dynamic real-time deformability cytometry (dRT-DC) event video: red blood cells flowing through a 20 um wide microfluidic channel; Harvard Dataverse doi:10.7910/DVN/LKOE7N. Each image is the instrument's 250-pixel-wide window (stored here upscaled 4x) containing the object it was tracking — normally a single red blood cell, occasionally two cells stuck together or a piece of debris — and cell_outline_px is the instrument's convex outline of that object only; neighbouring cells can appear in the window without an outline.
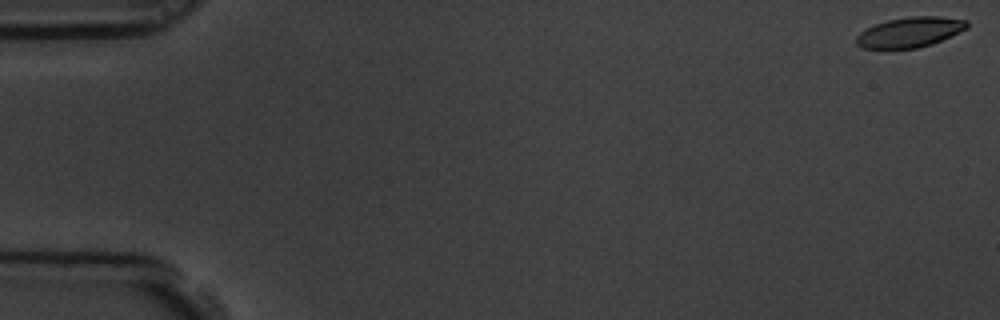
{"species": "common noctule bat (a hibernating species)", "species_latin": "Nyctalus noctula", "temperature_condition": "room temperature", "stored_images_in_passage": 7, "segment_of_instrument_passage": [1, 2], "camera_frame_rate_fps": 3000, "um_per_image_px": 0.085, "animal": {"sex": "male", "body_mass_g": 19.5, "forearm_length_mm": 54.6}, "frame": {"image": 1, "passage_image": 1, "time_ms": 0.0, "image_size_px": [1000, 320], "cell_outline_px": [[968, 28], [932, 44], [916, 48], [884, 52], [864, 48], [856, 44], [856, 36], [860, 32], [876, 24], [888, 20], [908, 16], [940, 16], [968, 20]], "centroid_in_image_um": [77.29, 2.78], "position_along_channel_um": 7.7, "area_um2": 20.06}}
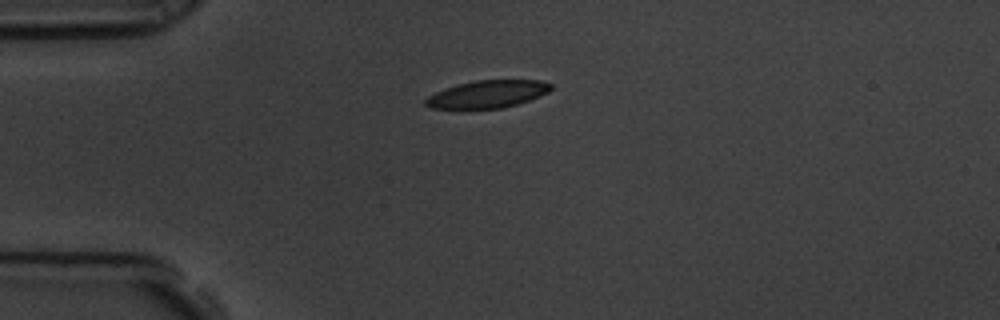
{"frame": {"image": 2, "passage_image": 5, "time_ms": 1.333, "image_size_px": [1000, 320], "cell_outline_px": [[552, 88], [548, 92], [528, 100], [516, 104], [500, 108], [432, 108], [424, 104], [424, 100], [428, 96], [444, 88], [476, 80], [540, 80], [552, 84]], "centroid_in_image_um": [41.43, 7.99], "position_along_channel_um": 43.6, "area_um2": 19.77}}